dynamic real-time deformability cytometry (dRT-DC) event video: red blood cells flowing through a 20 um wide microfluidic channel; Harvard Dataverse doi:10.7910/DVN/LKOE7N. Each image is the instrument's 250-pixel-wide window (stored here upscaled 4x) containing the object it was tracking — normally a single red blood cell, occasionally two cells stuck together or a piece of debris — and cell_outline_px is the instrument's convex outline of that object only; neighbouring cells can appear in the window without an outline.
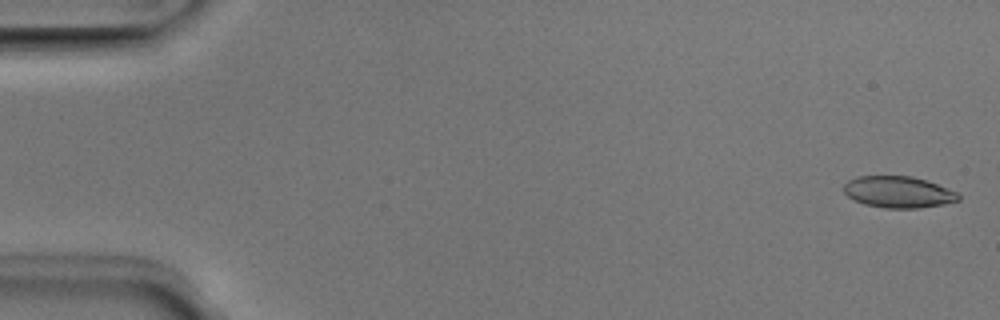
{"species": "Egyptian fruit bat (a non-hibernating species)", "species_latin": "Rousettus aegyptiacus", "temperature_condition": "room temperature", "stored_images_in_passage": 51, "camera_frame_rate_fps": 3000, "um_per_image_px": 0.085, "animal": {"sex": "male"}, "frame": {"image": 1, "passage_image": 2, "time_ms": 0.333, "image_size_px": [1000, 320], "cell_outline_px": [[960, 200], [944, 204], [920, 208], [884, 208], [864, 204], [848, 196], [844, 192], [844, 184], [848, 180], [856, 176], [912, 176], [936, 184], [956, 192], [960, 196]], "centroid_in_image_um": [76.34, 16.32], "position_along_channel_um": 8.7, "area_um2": 20.92}}
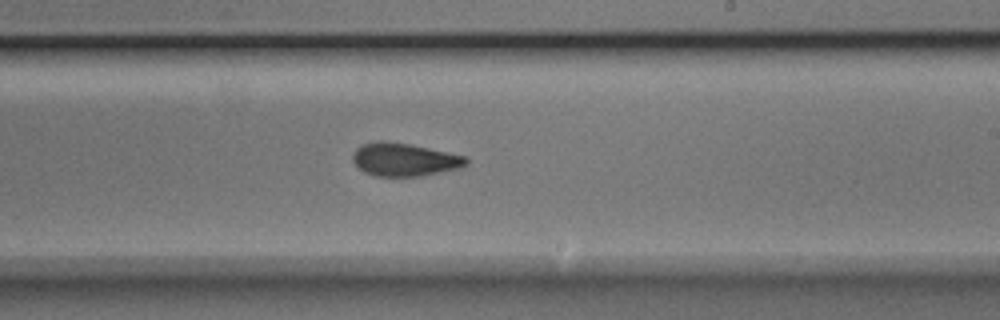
{"frame": {"image": 2, "passage_image": 31, "time_ms": 10.0, "image_size_px": [1000, 320], "cell_outline_px": [[468, 164], [460, 168], [420, 176], [376, 176], [364, 172], [352, 160], [352, 152], [360, 144], [380, 140], [384, 140], [408, 144], [468, 156]], "centroid_in_image_um": [34.36, 13.55], "position_along_channel_um": 254.6, "area_um2": 21.96}}
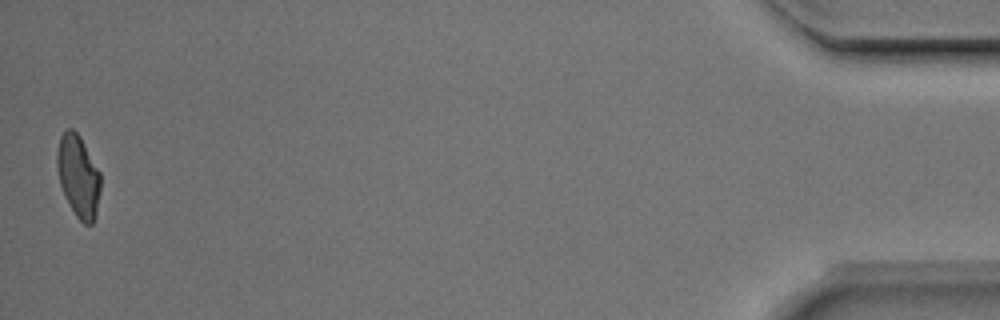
{"frame": {"image": 3, "passage_image": 51, "time_ms": 16.667, "image_size_px": [1000, 320], "cell_outline_px": [[100, 192], [96, 212], [92, 224], [84, 224], [76, 216], [64, 196], [60, 184], [56, 164], [56, 152], [60, 136], [68, 128], [72, 128], [80, 136], [100, 172]], "centroid_in_image_um": [6.64, 14.96], "position_along_channel_um": 428.6, "area_um2": 20.81}, "authors_computed_cell_mechanics": {"area_um2": 21.5594, "velocity_mm_per_s": 3.9916, "shape_relaxation_time_tau1_ms": 3.3503, "shape_relaxation_time_tau2_ms": 2.5732, "deformation_change_tau1": 0.1376, "deformation_change_tau2": 0.0796}}